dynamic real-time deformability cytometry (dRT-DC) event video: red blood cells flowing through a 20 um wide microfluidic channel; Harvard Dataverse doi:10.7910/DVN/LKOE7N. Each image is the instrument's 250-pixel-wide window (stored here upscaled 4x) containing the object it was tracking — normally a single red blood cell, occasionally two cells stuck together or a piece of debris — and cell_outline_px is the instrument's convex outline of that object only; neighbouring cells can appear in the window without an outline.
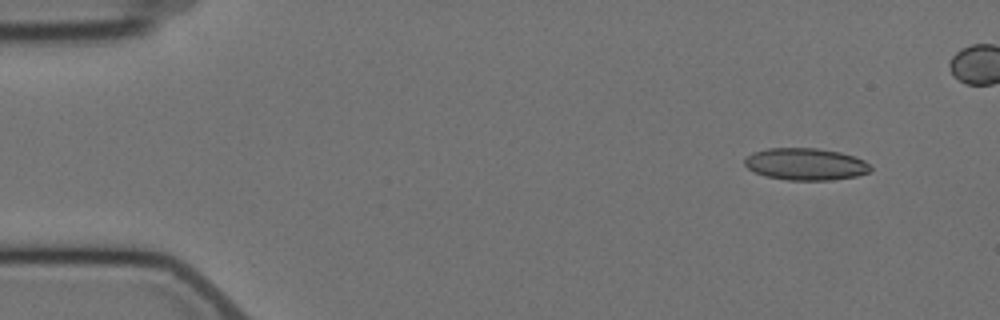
{"species": "Egyptian fruit bat (a non-hibernating species)", "species_latin": "Rousettus aegyptiacus", "temperature_condition": "cold", "stored_images_in_passage": 3, "camera_frame_rate_fps": 3000, "um_per_image_px": 0.085, "animal": {"sex": "female"}, "frame": {"image": 1, "passage_image": 1, "time_ms": 0.0, "image_size_px": [1000, 320], "cell_outline_px": [[872, 168], [868, 172], [856, 176], [832, 180], [788, 180], [764, 176], [748, 168], [744, 164], [744, 160], [752, 152], [768, 148], [816, 148], [840, 152], [864, 160]], "centroid_in_image_um": [68.46, 13.95], "position_along_channel_um": 16.5, "area_um2": 23.41}}